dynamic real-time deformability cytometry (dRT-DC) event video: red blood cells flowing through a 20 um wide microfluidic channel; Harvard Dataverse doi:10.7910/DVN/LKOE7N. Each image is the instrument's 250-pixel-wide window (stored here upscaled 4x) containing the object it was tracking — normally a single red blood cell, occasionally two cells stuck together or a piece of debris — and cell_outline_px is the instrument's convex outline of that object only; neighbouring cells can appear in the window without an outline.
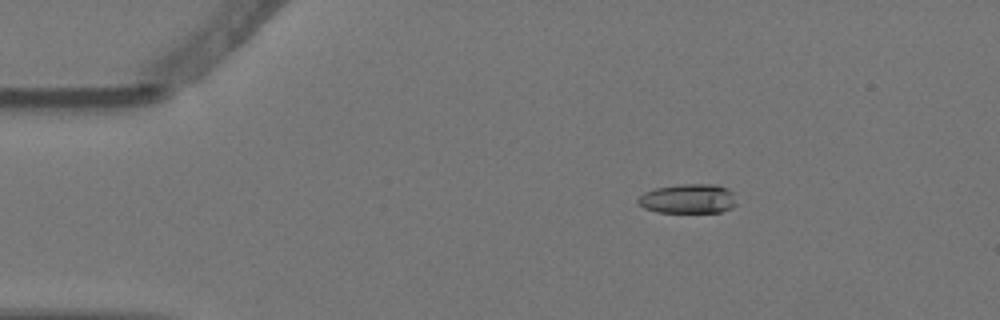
{"species": "Egyptian fruit bat (a non-hibernating species)", "species_latin": "Rousettus aegyptiacus", "temperature_condition": "warm", "stored_images_in_passage": 2, "camera_frame_rate_fps": 3000, "um_per_image_px": 0.085, "animal": {"sex": "female"}, "frame": {"image": 1, "passage_image": 1, "time_ms": 0.0, "image_size_px": [1000, 320], "cell_outline_px": [[736, 204], [732, 208], [720, 212], [656, 212], [644, 208], [636, 200], [644, 192], [656, 188], [680, 184], [716, 184], [728, 188], [732, 192]], "centroid_in_image_um": [58.5, 16.89], "position_along_channel_um": 26.5, "area_um2": 16.94}}